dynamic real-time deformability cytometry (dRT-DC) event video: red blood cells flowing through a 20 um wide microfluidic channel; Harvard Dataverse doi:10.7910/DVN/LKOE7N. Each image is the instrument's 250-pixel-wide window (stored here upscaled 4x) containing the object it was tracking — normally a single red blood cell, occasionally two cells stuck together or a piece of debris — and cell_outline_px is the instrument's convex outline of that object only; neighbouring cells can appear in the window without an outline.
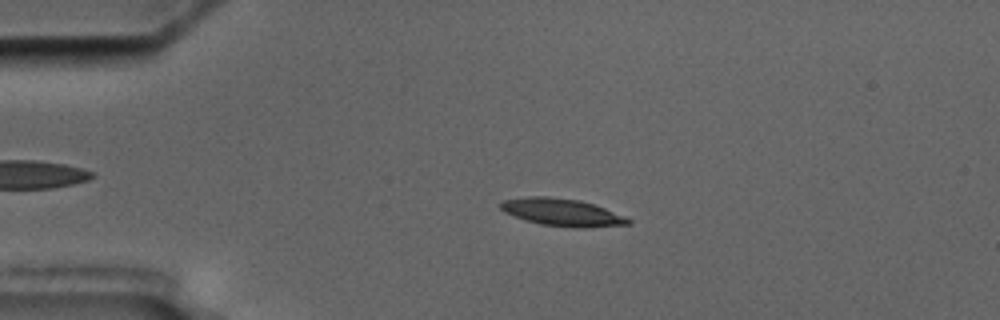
{"species": "common noctule bat (a hibernating species)", "species_latin": "Nyctalus noctula", "temperature_condition": "cold", "stored_images_in_passage": 4, "camera_frame_rate_fps": 3000, "um_per_image_px": 0.085, "animal": {"sex": "male", "body_mass_g": 17.5, "forearm_length_mm": 52.3}, "frame": {"image": 1, "passage_image": 3, "time_ms": 2.333, "image_size_px": [1000, 320], "cell_outline_px": [[632, 224], [584, 228], [572, 228], [540, 224], [524, 220], [504, 212], [500, 208], [500, 200], [528, 196], [548, 196], [580, 200], [604, 208], [624, 216], [632, 220]], "centroid_in_image_um": [47.75, 18.05], "position_along_channel_um": 37.3, "area_um2": 20.58}}